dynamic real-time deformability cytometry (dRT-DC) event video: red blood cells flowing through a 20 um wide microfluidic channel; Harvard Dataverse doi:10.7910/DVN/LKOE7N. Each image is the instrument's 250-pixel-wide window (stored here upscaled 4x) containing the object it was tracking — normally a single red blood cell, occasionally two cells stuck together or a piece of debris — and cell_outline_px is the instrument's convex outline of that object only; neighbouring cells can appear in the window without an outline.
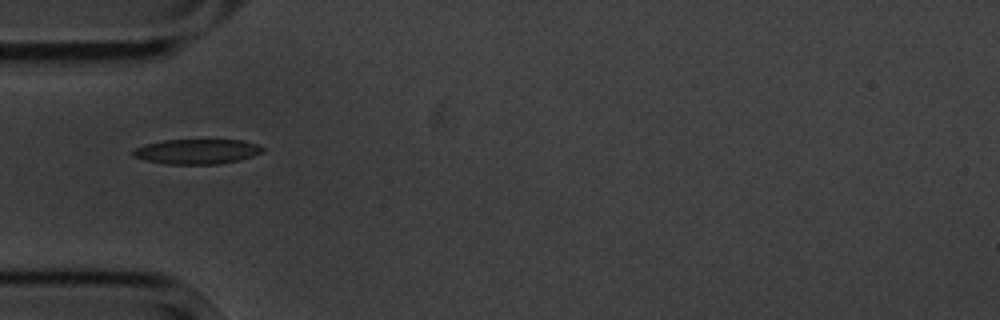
{"species": "common noctule bat (a hibernating species)", "species_latin": "Nyctalus noctula", "temperature_condition": "cold", "stored_images_in_passage": 2, "camera_frame_rate_fps": 3000, "um_per_image_px": 0.085, "animal": {"sex": "male", "body_mass_g": 20.1, "forearm_length_mm": 53.5}, "frame": {"image": 1, "passage_image": 1, "time_ms": 0.0, "image_size_px": [1000, 320], "cell_outline_px": [[264, 152], [240, 160], [220, 164], [164, 164], [144, 160], [132, 156], [132, 152], [136, 148], [148, 144], [164, 140], [244, 140], [260, 144], [264, 148]], "centroid_in_image_um": [16.79, 12.88], "position_along_channel_um": 68.2, "area_um2": 18.96}}
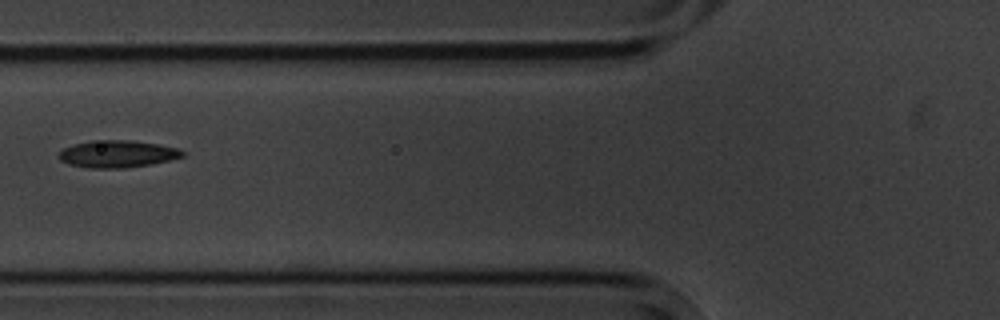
{"frame": {"image": 2, "passage_image": 2, "time_ms": 1.333, "image_size_px": [1000, 320], "cell_outline_px": [[184, 156], [152, 164], [124, 168], [88, 168], [68, 164], [60, 160], [56, 156], [64, 148], [76, 144], [92, 140], [132, 140], [160, 144], [180, 148], [184, 152]], "centroid_in_image_um": [9.99, 13.08], "position_along_channel_um": 115.8, "area_um2": 19.71}}